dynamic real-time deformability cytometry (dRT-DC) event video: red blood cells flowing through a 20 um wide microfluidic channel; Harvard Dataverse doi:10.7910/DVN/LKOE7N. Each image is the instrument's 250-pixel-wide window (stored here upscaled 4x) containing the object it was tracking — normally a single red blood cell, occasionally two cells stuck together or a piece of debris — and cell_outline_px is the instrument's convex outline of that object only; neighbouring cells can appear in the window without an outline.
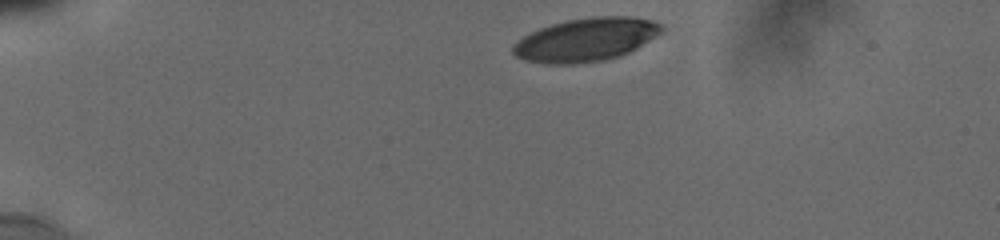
{"species": "human", "species_latin": "Homo sapiens", "temperature_condition": "cold", "stored_images_in_passage": 3, "camera_frame_rate_fps": 3000, "um_per_image_px": 0.085, "donor": {"sex": "male"}, "frame": {"image": 1, "passage_image": 1, "time_ms": 0.0, "image_size_px": [1000, 240], "cell_outline_px": [[664, 32], [636, 48], [620, 56], [604, 60], [572, 64], [548, 64], [528, 60], [516, 56], [512, 52], [512, 48], [524, 36], [540, 28], [552, 24], [568, 20], [592, 16], [632, 16], [652, 20], [660, 24], [664, 28]], "centroid_in_image_um": [49.86, 3.36], "position_along_channel_um": 35.1, "area_um2": 37.28}}